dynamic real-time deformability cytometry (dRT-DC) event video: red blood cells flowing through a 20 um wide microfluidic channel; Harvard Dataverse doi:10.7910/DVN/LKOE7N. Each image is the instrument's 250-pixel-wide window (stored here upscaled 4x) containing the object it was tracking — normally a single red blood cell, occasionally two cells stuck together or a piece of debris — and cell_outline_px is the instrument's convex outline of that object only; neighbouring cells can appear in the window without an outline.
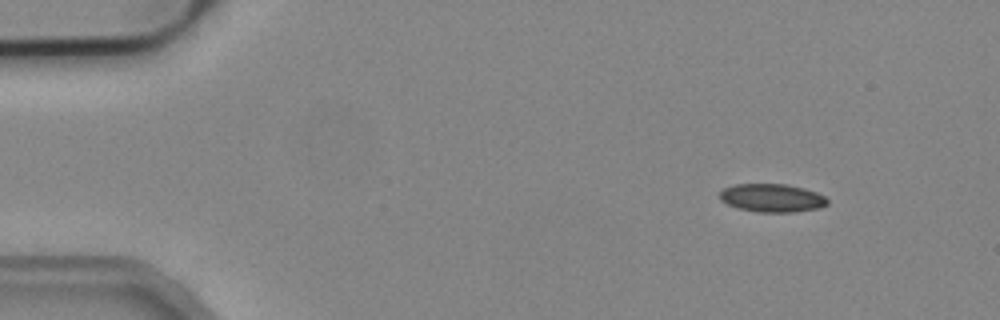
{"species": "common noctule bat (a hibernating species)", "species_latin": "Nyctalus noctula", "temperature_condition": "cold", "stored_images_in_passage": 4, "camera_frame_rate_fps": 3000, "um_per_image_px": 0.085, "animal": {"sex": "male", "body_mass_g": 19.2, "forearm_length_mm": 51.8}, "frame": {"image": 1, "passage_image": 1, "time_ms": 0.0, "image_size_px": [1000, 320], "cell_outline_px": [[828, 204], [820, 208], [792, 212], [756, 212], [740, 208], [728, 204], [720, 200], [720, 192], [724, 188], [736, 184], [788, 184], [804, 188], [816, 192], [824, 196], [828, 200]], "centroid_in_image_um": [65.64, 16.82], "position_along_channel_um": 19.4, "area_um2": 17.69}}
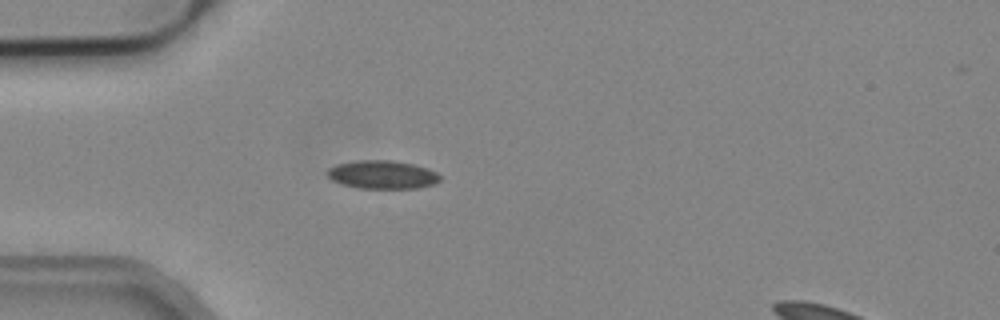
{"frame": {"image": 2, "passage_image": 3, "time_ms": 0.667, "image_size_px": [1000, 320], "cell_outline_px": [[440, 180], [436, 184], [420, 188], [360, 188], [344, 184], [332, 180], [324, 172], [328, 168], [336, 164], [360, 160], [392, 160], [412, 164], [428, 168], [436, 172], [440, 176]], "centroid_in_image_um": [32.51, 14.84], "position_along_channel_um": 52.5, "area_um2": 18.67}}